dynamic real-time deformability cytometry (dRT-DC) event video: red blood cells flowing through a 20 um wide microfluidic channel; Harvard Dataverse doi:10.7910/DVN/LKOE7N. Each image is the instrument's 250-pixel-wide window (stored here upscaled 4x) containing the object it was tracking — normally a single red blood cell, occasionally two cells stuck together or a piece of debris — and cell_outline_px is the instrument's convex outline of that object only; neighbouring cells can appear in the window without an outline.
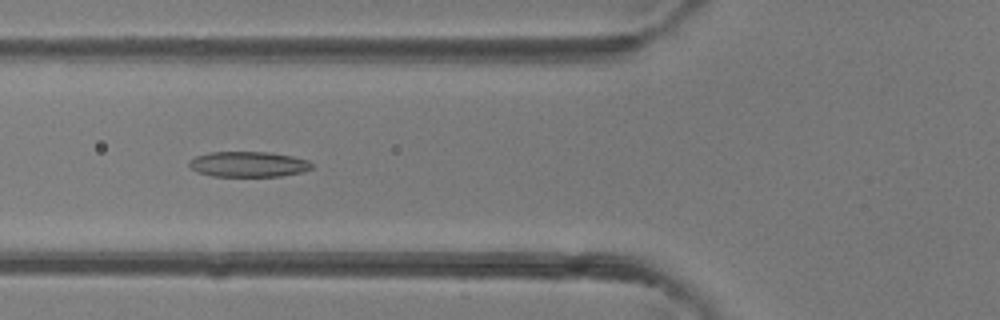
{"species": "common noctule bat (a hibernating species)", "species_latin": "Nyctalus noctula", "temperature_condition": "room temperature", "stored_images_in_passage": 4, "camera_frame_rate_fps": 3000, "um_per_image_px": 0.085, "animal": {"sex": "female"}, "frame": {"image": 1, "passage_image": 4, "time_ms": 3.333, "image_size_px": [1000, 320], "cell_outline_px": [[312, 168], [304, 172], [280, 176], [212, 176], [196, 172], [188, 164], [196, 156], [208, 152], [272, 152], [292, 156], [308, 160], [312, 164]], "centroid_in_image_um": [21.13, 13.96], "position_along_channel_um": 104.7, "area_um2": 18.21}}